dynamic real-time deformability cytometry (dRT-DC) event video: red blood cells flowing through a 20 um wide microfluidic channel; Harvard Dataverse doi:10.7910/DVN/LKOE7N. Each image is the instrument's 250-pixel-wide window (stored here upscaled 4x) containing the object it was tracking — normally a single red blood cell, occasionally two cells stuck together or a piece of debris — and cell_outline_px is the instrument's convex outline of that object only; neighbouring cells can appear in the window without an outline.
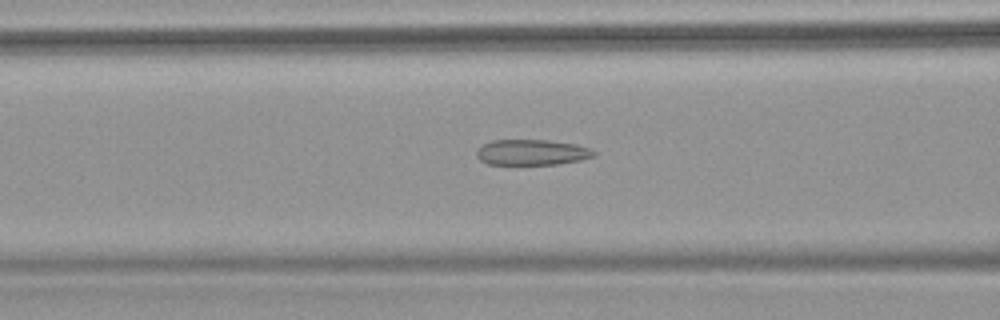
{"species": "common noctule bat (a hibernating species)", "species_latin": "Nyctalus noctula", "temperature_condition": "warm", "stored_images_in_passage": 69, "camera_frame_rate_fps": 3000, "um_per_image_px": 0.085, "animal": {"sex": "female", "body_mass_g": 18.4}, "frame": {"image": 1, "passage_image": 30, "time_ms": 9.667, "image_size_px": [1000, 320], "cell_outline_px": [[596, 156], [580, 160], [556, 164], [488, 164], [480, 160], [476, 156], [476, 148], [492, 140], [548, 140], [576, 144], [592, 148], [596, 152]], "centroid_in_image_um": [45.22, 12.94], "position_along_channel_um": 121.4, "area_um2": 17.63}}
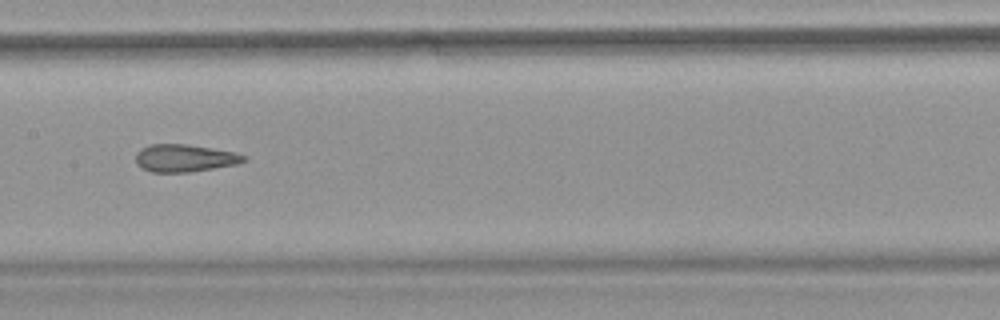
{"frame": {"image": 2, "passage_image": 37, "time_ms": 12.0, "image_size_px": [1000, 320], "cell_outline_px": [[248, 160], [236, 164], [188, 172], [152, 172], [140, 168], [136, 164], [136, 152], [140, 148], [152, 144], [188, 144], [236, 152], [248, 156]], "centroid_in_image_um": [15.69, 13.43], "position_along_channel_um": 191.7, "area_um2": 17.46}}
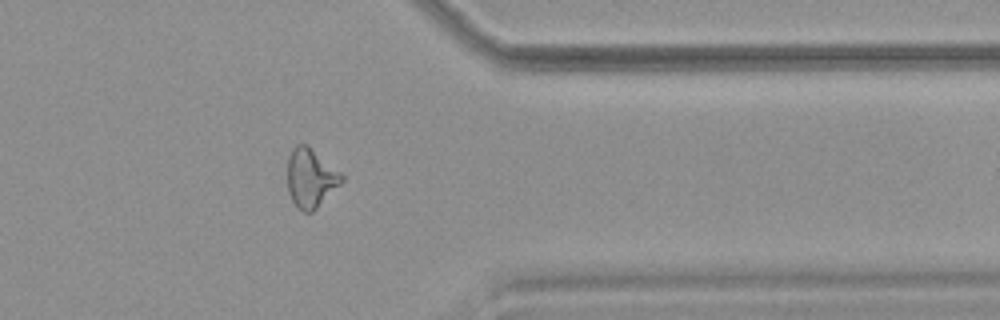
{"frame": {"image": 3, "passage_image": 57, "time_ms": 18.667, "image_size_px": [1000, 320], "cell_outline_px": [[344, 180], [312, 212], [304, 212], [296, 208], [288, 192], [288, 156], [292, 148], [296, 144], [308, 144], [340, 172], [344, 176]], "centroid_in_image_um": [26.39, 15.11], "position_along_channel_um": 385.0, "area_um2": 18.61}}